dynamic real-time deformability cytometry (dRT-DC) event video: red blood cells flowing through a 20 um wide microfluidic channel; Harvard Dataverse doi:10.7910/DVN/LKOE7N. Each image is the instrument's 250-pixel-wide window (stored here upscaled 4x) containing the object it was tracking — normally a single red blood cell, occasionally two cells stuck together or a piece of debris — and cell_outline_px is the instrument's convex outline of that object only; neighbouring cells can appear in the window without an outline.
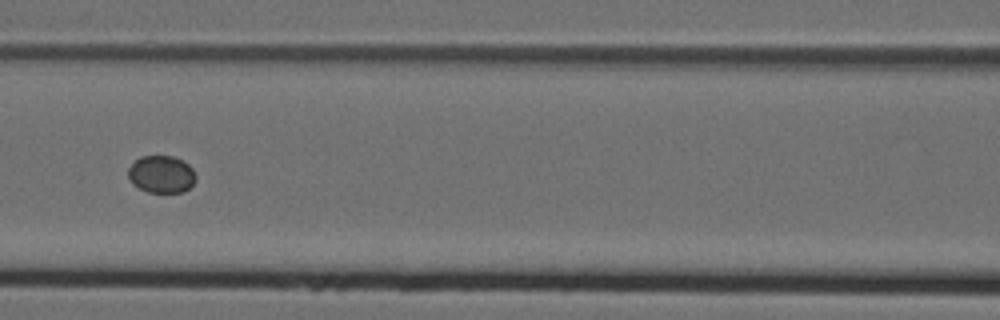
{"species": "Egyptian fruit bat (a non-hibernating species)", "species_latin": "Rousettus aegyptiacus", "temperature_condition": "cold", "stored_images_in_passage": 10, "camera_frame_rate_fps": 3000, "um_per_image_px": 0.085, "animal": {"sex": "female"}, "frame": {"image": 1, "passage_image": 7, "time_ms": 2.0, "image_size_px": [1000, 320], "cell_outline_px": [[196, 180], [184, 192], [148, 192], [132, 184], [128, 176], [128, 168], [140, 156], [172, 156], [188, 164], [192, 168], [196, 176]], "centroid_in_image_um": [13.71, 14.81], "position_along_channel_um": 152.9, "area_um2": 14.62}}
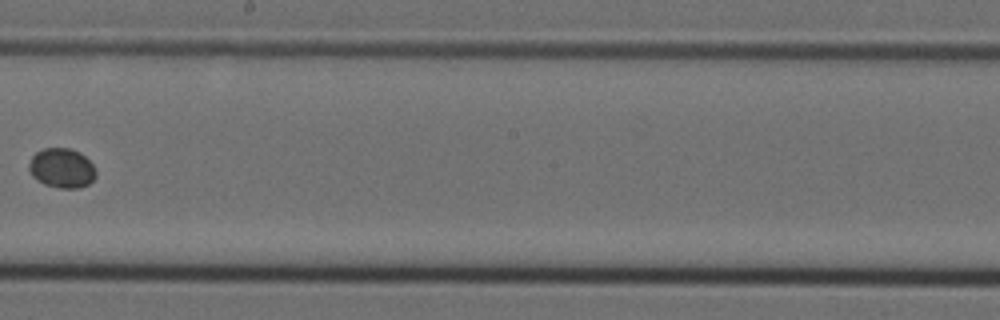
{"frame": {"image": 2, "passage_image": 9, "time_ms": 2.667, "image_size_px": [1000, 320], "cell_outline_px": [[96, 176], [88, 184], [80, 188], [60, 188], [44, 184], [36, 180], [32, 176], [28, 168], [28, 164], [32, 156], [36, 152], [44, 148], [72, 148], [80, 152], [92, 164], [96, 172]], "centroid_in_image_um": [5.23, 14.28], "position_along_channel_um": 243.0, "area_um2": 15.55}}
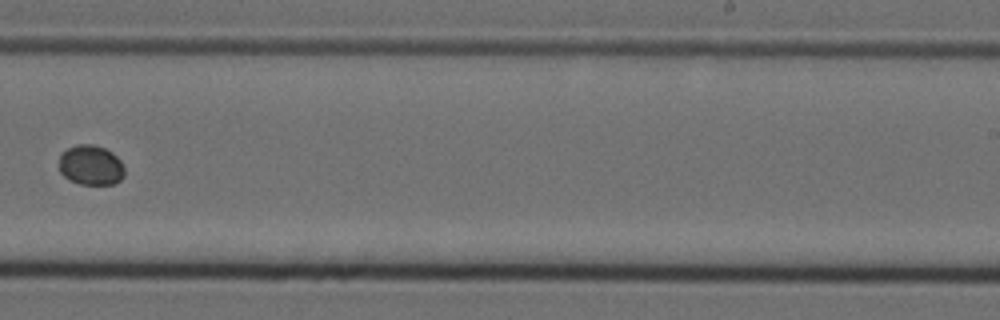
{"frame": {"image": 3, "passage_image": 10, "time_ms": 3.0, "image_size_px": [1000, 320], "cell_outline_px": [[124, 176], [120, 180], [112, 184], [80, 184], [64, 176], [60, 172], [60, 152], [76, 144], [92, 144], [104, 148], [112, 152], [120, 160], [124, 168]], "centroid_in_image_um": [7.72, 14.02], "position_along_channel_um": 281.3, "area_um2": 15.2}}